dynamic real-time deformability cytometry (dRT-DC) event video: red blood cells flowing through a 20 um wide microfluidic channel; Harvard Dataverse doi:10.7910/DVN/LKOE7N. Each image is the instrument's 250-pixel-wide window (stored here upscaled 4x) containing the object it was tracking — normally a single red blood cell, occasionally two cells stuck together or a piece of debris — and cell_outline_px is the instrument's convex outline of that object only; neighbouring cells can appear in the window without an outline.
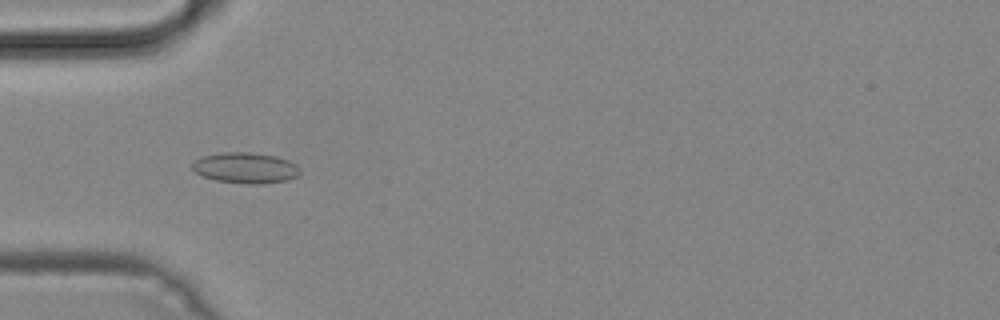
{"species": "common noctule bat (a hibernating species)", "species_latin": "Nyctalus noctula", "temperature_condition": "cold", "stored_images_in_passage": 31, "camera_frame_rate_fps": 3000, "um_per_image_px": 0.085, "animal": {"sex": "male", "body_mass_g": 19.2, "forearm_length_mm": 51.8}, "frame": {"image": 1, "passage_image": 16, "time_ms": 5.0, "image_size_px": [1000, 320], "cell_outline_px": [[300, 172], [296, 176], [288, 180], [260, 184], [252, 184], [216, 180], [204, 176], [196, 172], [192, 168], [192, 164], [196, 160], [204, 156], [224, 152], [252, 152], [276, 156], [288, 160], [296, 164], [300, 168]], "centroid_in_image_um": [20.9, 14.26], "position_along_channel_um": 64.1, "area_um2": 19.13}}
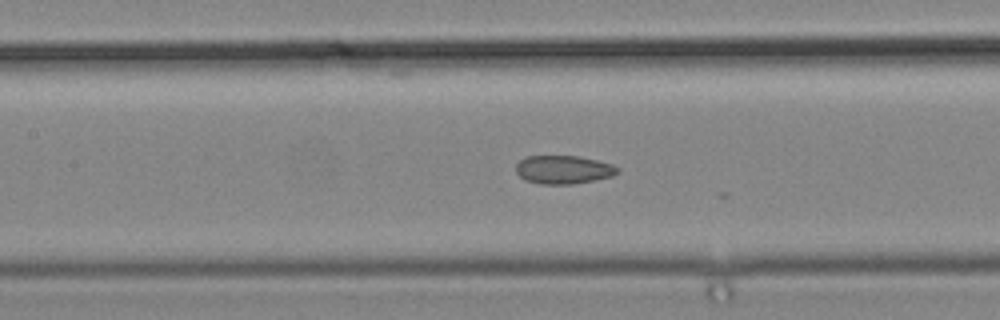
{"frame": {"image": 2, "passage_image": 23, "time_ms": 7.333, "image_size_px": [1000, 320], "cell_outline_px": [[620, 172], [612, 176], [572, 184], [540, 184], [524, 180], [516, 172], [516, 164], [524, 156], [580, 156], [612, 164], [620, 168]], "centroid_in_image_um": [47.88, 14.41], "position_along_channel_um": 159.5, "area_um2": 16.88}}
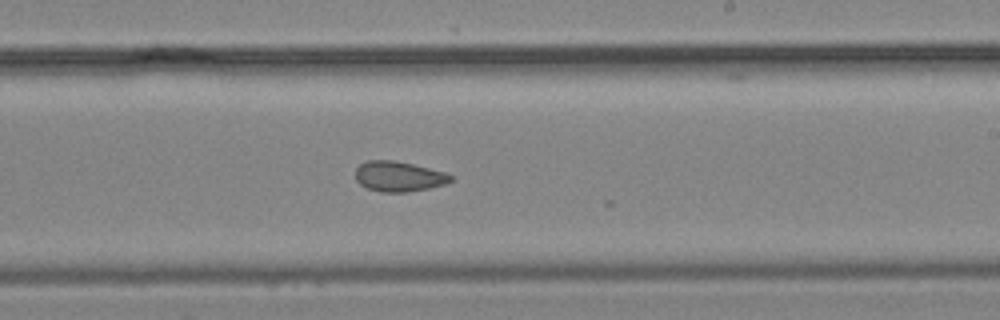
{"frame": {"image": 3, "passage_image": 30, "time_ms": 9.667, "image_size_px": [1000, 320], "cell_outline_px": [[452, 180], [444, 184], [428, 188], [408, 192], [380, 192], [368, 188], [360, 184], [356, 180], [356, 168], [360, 164], [368, 160], [392, 160], [412, 164], [448, 172], [452, 176]], "centroid_in_image_um": [33.9, 14.99], "position_along_channel_um": 255.1, "area_um2": 16.76}}